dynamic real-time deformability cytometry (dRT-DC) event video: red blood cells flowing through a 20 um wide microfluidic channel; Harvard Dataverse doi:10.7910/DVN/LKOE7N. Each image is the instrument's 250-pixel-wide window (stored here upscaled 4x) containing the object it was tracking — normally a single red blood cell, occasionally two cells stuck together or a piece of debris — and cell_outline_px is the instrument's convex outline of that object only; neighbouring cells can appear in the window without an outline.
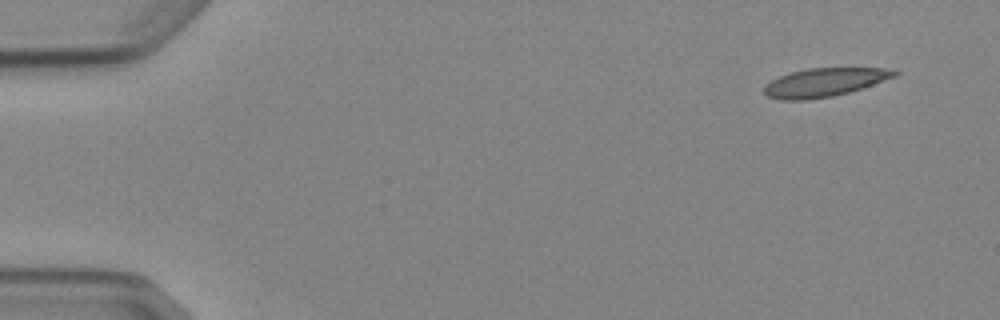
{"species": "Egyptian fruit bat (a non-hibernating species)", "species_latin": "Rousettus aegyptiacus", "temperature_condition": "cold", "stored_images_in_passage": 6, "camera_frame_rate_fps": 3000, "um_per_image_px": 0.085, "animal": {"sex": "female"}, "frame": {"image": 1, "passage_image": 1, "time_ms": 0.0, "image_size_px": [1000, 320], "cell_outline_px": [[900, 72], [896, 76], [848, 92], [832, 96], [808, 100], [780, 100], [768, 96], [764, 92], [764, 88], [772, 80], [788, 72], [808, 68], [884, 68]], "centroid_in_image_um": [70.04, 7.0], "position_along_channel_um": 15.0, "area_um2": 21.39}}
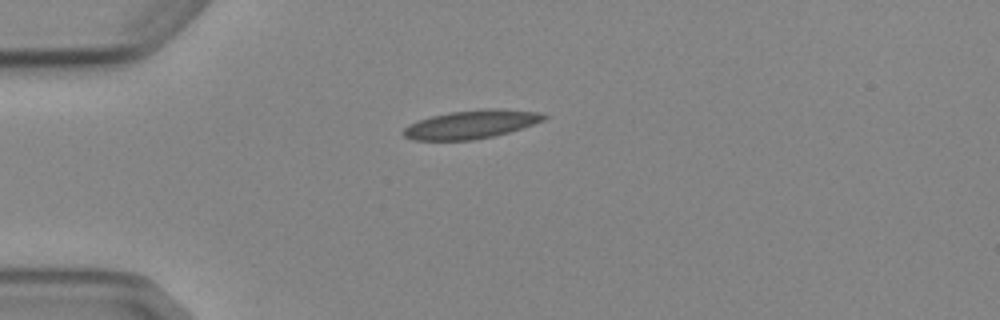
{"frame": {"image": 2, "passage_image": 4, "time_ms": 3.333, "image_size_px": [1000, 320], "cell_outline_px": [[548, 116], [544, 120], [508, 132], [492, 136], [472, 140], [412, 140], [404, 136], [400, 132], [408, 124], [432, 116], [452, 112], [484, 108], [496, 108], [540, 112]], "centroid_in_image_um": [40.02, 10.57], "position_along_channel_um": 45.0, "area_um2": 23.12}}
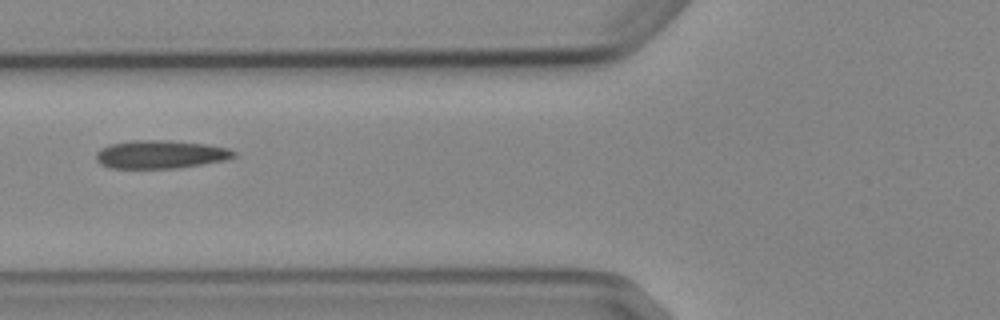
{"frame": {"image": 3, "passage_image": 6, "time_ms": 5.667, "image_size_px": [1000, 320], "cell_outline_px": [[236, 156], [228, 160], [176, 168], [108, 168], [100, 164], [96, 160], [96, 152], [100, 148], [108, 144], [132, 140], [164, 140], [208, 144], [228, 148], [236, 152]], "centroid_in_image_um": [13.63, 13.12], "position_along_channel_um": 112.2, "area_um2": 22.89}}